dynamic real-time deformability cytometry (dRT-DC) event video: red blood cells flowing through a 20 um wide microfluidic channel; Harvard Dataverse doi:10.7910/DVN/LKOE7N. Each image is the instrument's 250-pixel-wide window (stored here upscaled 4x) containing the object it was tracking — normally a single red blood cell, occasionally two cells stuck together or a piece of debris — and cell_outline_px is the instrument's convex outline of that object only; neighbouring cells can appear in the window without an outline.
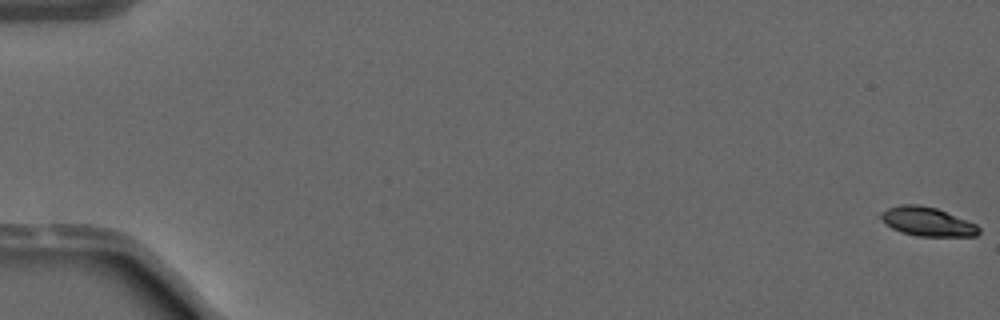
{"species": "common noctule bat (a hibernating species)", "species_latin": "Nyctalus noctula", "temperature_condition": "warm", "stored_images_in_passage": 53, "segment_of_instrument_passage": [1, 2], "camera_frame_rate_fps": 3000, "um_per_image_px": 0.085, "animal": {"sex": "male", "forearm_length_mm": 52.5}, "frame": {"image": 1, "passage_image": 1, "time_ms": 0.0, "image_size_px": [1000, 320], "cell_outline_px": [[980, 232], [976, 236], [916, 236], [900, 232], [892, 228], [876, 216], [888, 208], [900, 204], [920, 204], [936, 208], [976, 224], [980, 228]], "centroid_in_image_um": [78.78, 18.83], "position_along_channel_um": 6.2, "area_um2": 16.59}}
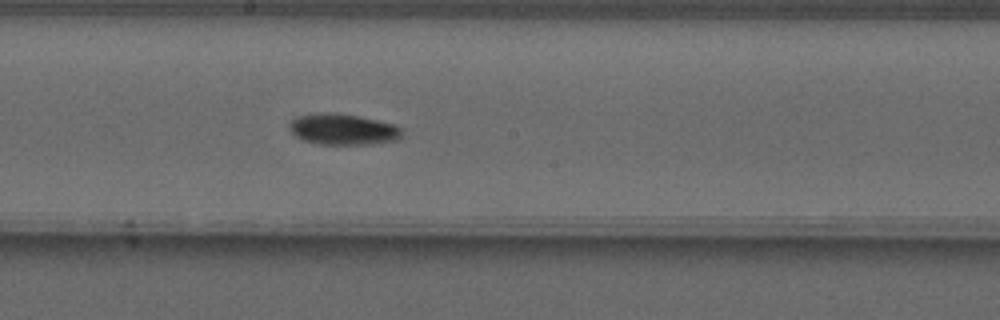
{"frame": {"image": 2, "passage_image": 30, "time_ms": 9.667, "image_size_px": [1000, 320], "cell_outline_px": [[400, 140], [372, 144], [316, 144], [304, 140], [296, 136], [292, 132], [288, 124], [296, 116], [320, 112], [332, 112], [356, 116], [376, 120], [392, 124], [400, 128]], "centroid_in_image_um": [29.11, 10.99], "position_along_channel_um": 219.1, "area_um2": 20.23}}
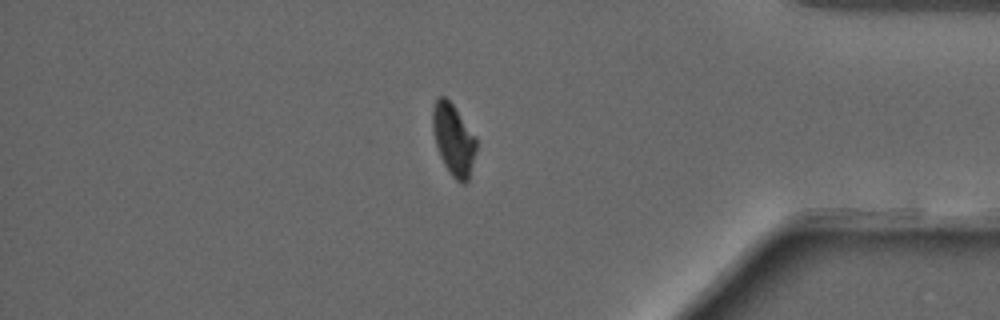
{"frame": {"image": 3, "passage_image": 45, "time_ms": 14.667, "image_size_px": [1000, 320], "cell_outline_px": [[476, 148], [468, 180], [464, 184], [460, 184], [448, 172], [440, 156], [436, 144], [432, 128], [432, 108], [436, 100], [440, 96], [444, 96], [452, 104], [476, 136]], "centroid_in_image_um": [38.53, 11.87], "position_along_channel_um": 396.7, "area_um2": 18.03}}